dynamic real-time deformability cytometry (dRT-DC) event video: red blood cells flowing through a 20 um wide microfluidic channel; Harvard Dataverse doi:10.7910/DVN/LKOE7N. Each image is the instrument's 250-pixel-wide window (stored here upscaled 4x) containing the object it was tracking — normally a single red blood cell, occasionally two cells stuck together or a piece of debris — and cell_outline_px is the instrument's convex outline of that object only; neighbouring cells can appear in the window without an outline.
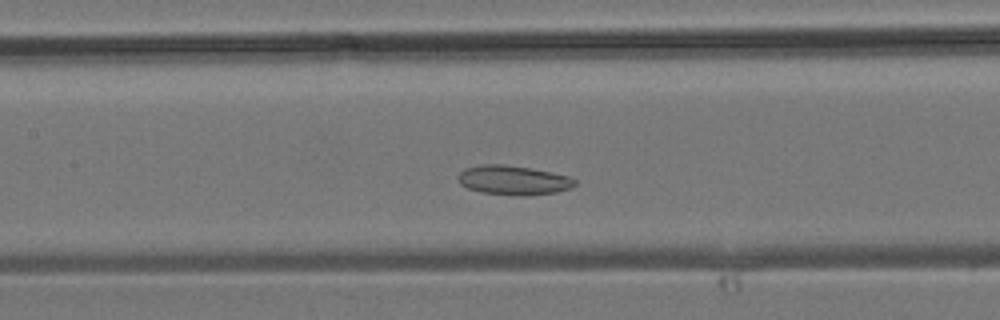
{"species": "common noctule bat (a hibernating species)", "species_latin": "Nyctalus noctula", "temperature_condition": "room temperature", "stored_images_in_passage": 35, "camera_frame_rate_fps": 3000, "um_per_image_px": 0.085, "animal": {"sex": "male", "body_mass_g": 19.2, "forearm_length_mm": 51.8}, "frame": {"image": 1, "passage_image": 13, "time_ms": 4.0, "image_size_px": [1000, 320], "cell_outline_px": [[576, 184], [572, 188], [556, 192], [524, 196], [520, 196], [480, 192], [468, 188], [460, 184], [456, 176], [464, 168], [484, 164], [504, 164], [532, 168], [568, 176], [576, 180]], "centroid_in_image_um": [43.62, 15.31], "position_along_channel_um": 163.8, "area_um2": 20.11}}
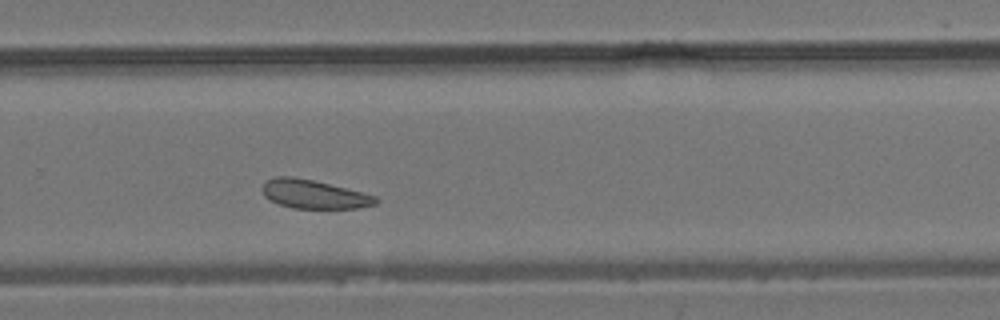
{"frame": {"image": 2, "passage_image": 21, "time_ms": 6.667, "image_size_px": [1000, 320], "cell_outline_px": [[380, 200], [376, 204], [356, 208], [292, 208], [280, 204], [264, 196], [260, 188], [264, 180], [276, 176], [292, 176], [312, 180], [364, 192], [376, 196]], "centroid_in_image_um": [26.66, 16.49], "position_along_channel_um": 303.1, "area_um2": 19.07}}
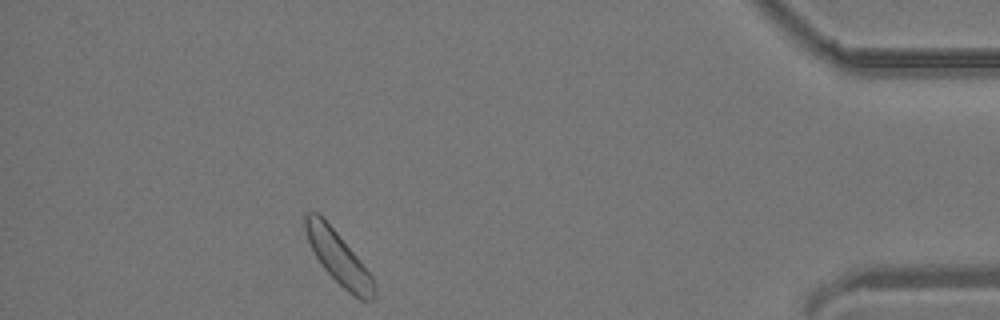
{"frame": {"image": 3, "passage_image": 30, "time_ms": 9.667, "image_size_px": [1000, 320], "cell_outline_px": [[376, 296], [372, 300], [360, 300], [348, 292], [320, 264], [308, 240], [304, 228], [304, 212], [316, 212], [336, 232], [356, 256], [372, 276]], "centroid_in_image_um": [28.75, 21.93], "position_along_channel_um": 406.4, "area_um2": 20.4}}